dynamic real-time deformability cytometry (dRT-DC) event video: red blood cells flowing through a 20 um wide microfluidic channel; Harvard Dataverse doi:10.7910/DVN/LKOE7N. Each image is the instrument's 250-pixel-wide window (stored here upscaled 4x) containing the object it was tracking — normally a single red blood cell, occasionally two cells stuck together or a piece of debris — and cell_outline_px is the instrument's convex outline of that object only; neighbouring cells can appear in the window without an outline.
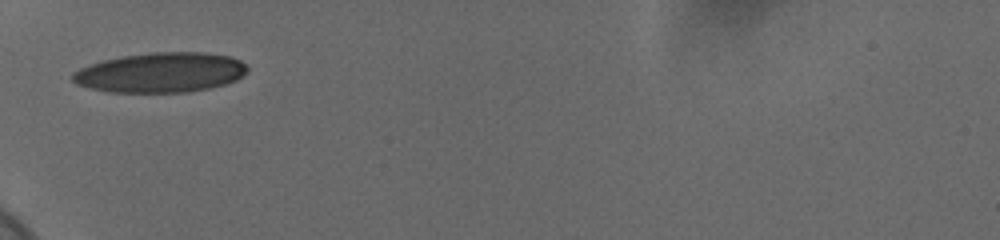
{"species": "human", "species_latin": "Homo sapiens", "temperature_condition": "cold", "stored_images_in_passage": 5, "camera_frame_rate_fps": 3000, "um_per_image_px": 0.085, "donor": {"sex": "female"}, "frame": {"image": 1, "passage_image": 1, "time_ms": 0.0, "image_size_px": [1000, 240], "cell_outline_px": [[248, 68], [236, 80], [224, 84], [208, 88], [188, 92], [108, 92], [76, 84], [72, 80], [72, 72], [80, 68], [104, 60], [124, 56], [152, 52], [204, 52], [232, 56], [240, 60]], "centroid_in_image_um": [13.65, 6.16], "position_along_channel_um": 71.3, "area_um2": 40.4}}
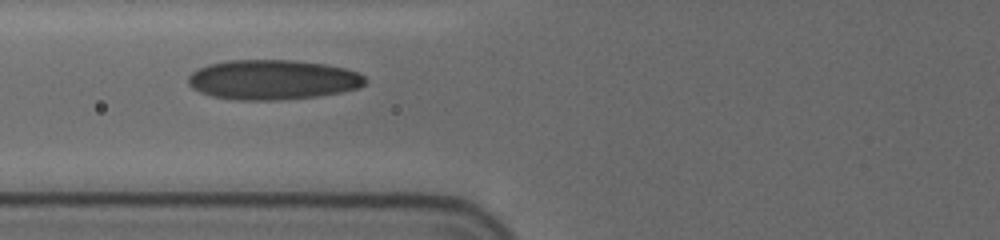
{"frame": {"image": 2, "passage_image": 2, "time_ms": 0.333, "image_size_px": [1000, 240], "cell_outline_px": [[368, 80], [360, 88], [340, 92], [316, 96], [280, 100], [236, 100], [212, 96], [200, 92], [192, 88], [188, 84], [188, 76], [192, 72], [208, 64], [228, 60], [296, 60], [324, 64], [344, 68], [356, 72], [364, 76]], "centroid_in_image_um": [23.17, 6.77], "position_along_channel_um": 102.6, "area_um2": 41.15}}
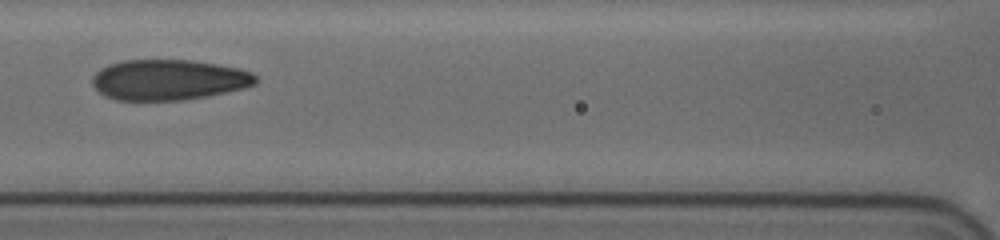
{"frame": {"image": 3, "passage_image": 4, "time_ms": 1.0, "image_size_px": [1000, 240], "cell_outline_px": [[256, 84], [244, 88], [228, 92], [180, 100], [116, 100], [104, 96], [92, 84], [92, 76], [100, 68], [108, 64], [124, 60], [192, 60], [220, 64], [240, 68], [252, 72], [256, 76]], "centroid_in_image_um": [14.34, 6.77], "position_along_channel_um": 152.3, "area_um2": 38.78}}